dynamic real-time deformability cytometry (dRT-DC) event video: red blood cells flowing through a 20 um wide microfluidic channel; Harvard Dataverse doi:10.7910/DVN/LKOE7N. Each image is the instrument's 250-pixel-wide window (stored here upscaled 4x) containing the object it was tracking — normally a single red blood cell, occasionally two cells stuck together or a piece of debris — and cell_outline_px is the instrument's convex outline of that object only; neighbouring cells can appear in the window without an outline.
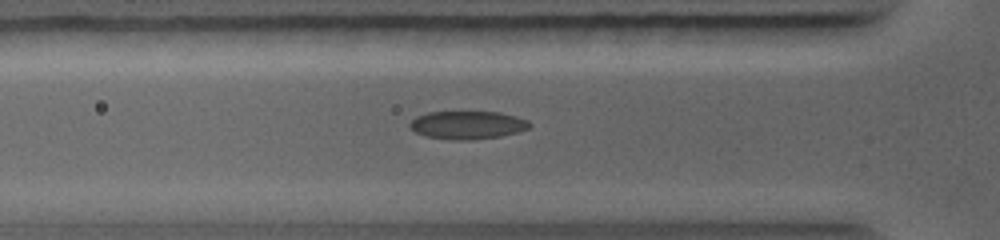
{"species": "common noctule bat (a hibernating species)", "species_latin": "Nyctalus noctula", "temperature_condition": "warm", "stored_images_in_passage": 20, "camera_frame_rate_fps": 5000, "um_per_image_px": 0.085, "animal": {"sex": "female", "body_mass_g": 19.0, "forearm_length_mm": 56.7}, "frame": {"image": 1, "passage_image": 5, "time_ms": 2.8, "image_size_px": [1000, 240], "cell_outline_px": [[532, 124], [528, 128], [516, 132], [500, 136], [468, 140], [456, 140], [424, 136], [416, 132], [408, 124], [416, 116], [428, 112], [500, 112], [516, 116], [528, 120]], "centroid_in_image_um": [39.73, 10.62], "position_along_channel_um": 86.1, "area_um2": 19.48}}
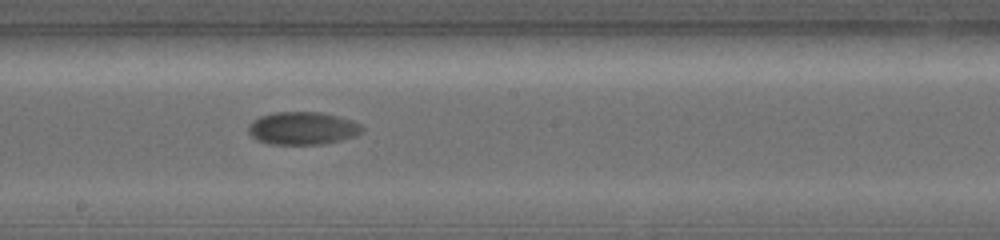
{"frame": {"image": 2, "passage_image": 9, "time_ms": 5.6, "image_size_px": [1000, 240], "cell_outline_px": [[364, 128], [360, 132], [352, 136], [340, 140], [320, 144], [268, 144], [256, 140], [248, 132], [248, 124], [252, 120], [260, 116], [276, 112], [320, 112], [336, 116], [360, 124]], "centroid_in_image_um": [25.64, 10.9], "position_along_channel_um": 222.6, "area_um2": 21.5}}
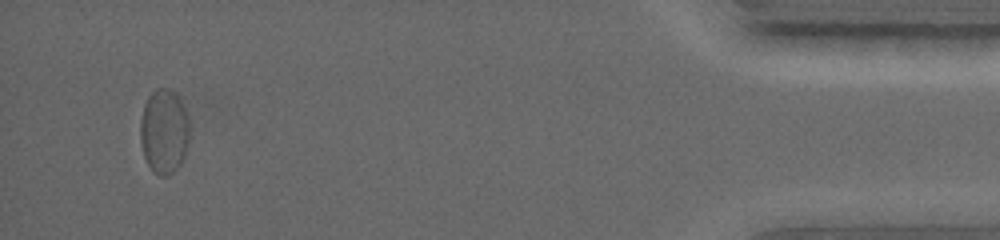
{"frame": {"image": 3, "passage_image": 18, "time_ms": 11.6, "image_size_px": [1000, 240], "cell_outline_px": [[188, 140], [184, 156], [180, 164], [168, 176], [160, 176], [152, 172], [144, 156], [140, 140], [140, 120], [144, 104], [148, 96], [156, 88], [168, 88], [176, 92], [188, 116]], "centroid_in_image_um": [13.92, 11.15], "position_along_channel_um": 421.3, "area_um2": 24.33}}